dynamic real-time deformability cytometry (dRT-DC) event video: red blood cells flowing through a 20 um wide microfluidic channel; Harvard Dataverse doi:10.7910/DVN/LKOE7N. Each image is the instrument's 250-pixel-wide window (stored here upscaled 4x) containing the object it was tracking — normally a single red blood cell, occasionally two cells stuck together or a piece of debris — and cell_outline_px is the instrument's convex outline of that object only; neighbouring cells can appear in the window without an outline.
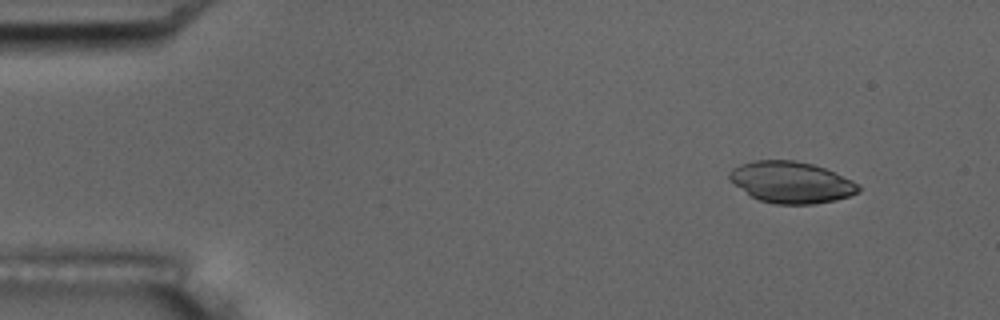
{"species": "common noctule bat (a hibernating species)", "species_latin": "Nyctalus noctula", "temperature_condition": "room temperature", "stored_images_in_passage": 5, "camera_frame_rate_fps": 3000, "um_per_image_px": 0.085, "animal": {"sex": "male", "body_mass_g": 17.5, "forearm_length_mm": 52.3}, "frame": {"image": 1, "passage_image": 2, "time_ms": 1.333, "image_size_px": [1000, 320], "cell_outline_px": [[860, 192], [836, 200], [812, 204], [776, 204], [760, 200], [752, 196], [736, 184], [728, 176], [728, 172], [732, 168], [740, 164], [756, 160], [796, 160], [812, 164], [824, 168], [852, 180], [860, 184]], "centroid_in_image_um": [67.28, 15.49], "position_along_channel_um": 17.7, "area_um2": 30.92}}